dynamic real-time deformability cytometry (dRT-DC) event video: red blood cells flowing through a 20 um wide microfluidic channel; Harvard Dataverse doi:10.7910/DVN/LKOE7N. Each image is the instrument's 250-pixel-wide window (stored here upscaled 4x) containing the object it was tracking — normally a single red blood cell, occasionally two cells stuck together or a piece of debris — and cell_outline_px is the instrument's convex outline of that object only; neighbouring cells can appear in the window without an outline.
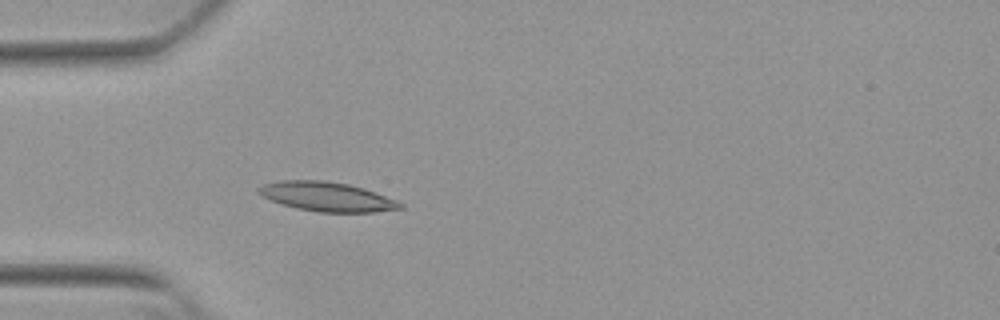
{"species": "Egyptian fruit bat (a non-hibernating species)", "species_latin": "Rousettus aegyptiacus", "temperature_condition": "warm", "stored_images_in_passage": 54, "camera_frame_rate_fps": 3000, "um_per_image_px": 0.085, "animal": {"sex": "female"}, "frame": {"image": 1, "passage_image": 17, "time_ms": 5.333, "image_size_px": [1000, 320], "cell_outline_px": [[404, 208], [372, 212], [316, 212], [296, 208], [272, 200], [256, 192], [256, 188], [264, 184], [280, 180], [324, 180], [348, 184], [364, 188], [396, 200], [404, 204]], "centroid_in_image_um": [27.79, 16.71], "position_along_channel_um": 57.2, "area_um2": 24.1}}
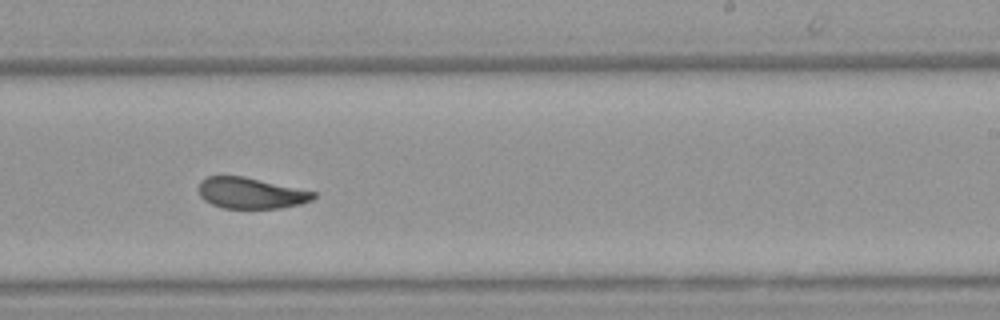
{"frame": {"image": 2, "passage_image": 34, "time_ms": 11.0, "image_size_px": [1000, 320], "cell_outline_px": [[316, 196], [312, 200], [300, 204], [280, 208], [224, 208], [212, 204], [204, 200], [200, 196], [200, 180], [208, 176], [244, 176], [316, 192]], "centroid_in_image_um": [21.33, 16.41], "position_along_channel_um": 267.7, "area_um2": 20.63}}
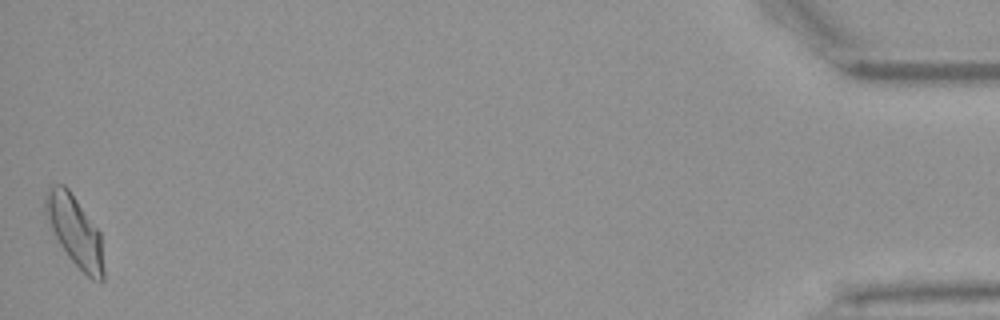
{"frame": {"image": 3, "passage_image": 54, "time_ms": 17.667, "image_size_px": [1000, 320], "cell_outline_px": [[104, 280], [92, 280], [68, 256], [60, 244], [48, 220], [44, 208], [44, 196], [48, 188], [52, 184], [64, 184], [68, 188], [100, 232], [104, 268]], "centroid_in_image_um": [6.36, 19.6], "position_along_channel_um": 428.8, "area_um2": 23.47}, "authors_computed_cell_mechanics": {"area_um2": 22.1374, "velocity_mm_per_s": 3.8172, "shape_relaxation_time_tau1_ms": 5.7706, "shape_relaxation_time_tau2_ms": 1.6487, "deformation_change_tau1": 0.1606, "deformation_change_tau2": 0.0826}}